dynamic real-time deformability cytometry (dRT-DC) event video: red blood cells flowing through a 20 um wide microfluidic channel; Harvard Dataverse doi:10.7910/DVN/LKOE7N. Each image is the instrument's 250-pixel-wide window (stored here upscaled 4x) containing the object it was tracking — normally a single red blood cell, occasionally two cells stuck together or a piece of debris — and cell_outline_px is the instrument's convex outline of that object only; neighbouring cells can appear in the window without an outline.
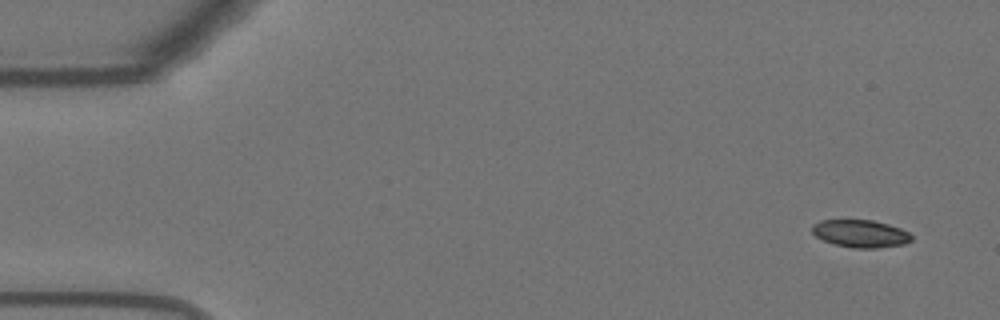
{"species": "Egyptian fruit bat (a non-hibernating species)", "species_latin": "Rousettus aegyptiacus", "temperature_condition": "warm", "stored_images_in_passage": 53, "camera_frame_rate_fps": 3000, "um_per_image_px": 0.085, "animal": {"sex": "female"}, "frame": {"image": 1, "passage_image": 1, "time_ms": 0.0, "image_size_px": [1000, 320], "cell_outline_px": [[912, 240], [904, 244], [876, 248], [852, 248], [836, 244], [824, 240], [816, 236], [812, 232], [812, 224], [820, 220], [872, 220], [888, 224], [900, 228], [908, 232], [912, 236]], "centroid_in_image_um": [73.14, 19.85], "position_along_channel_um": 11.9, "area_um2": 15.9}}
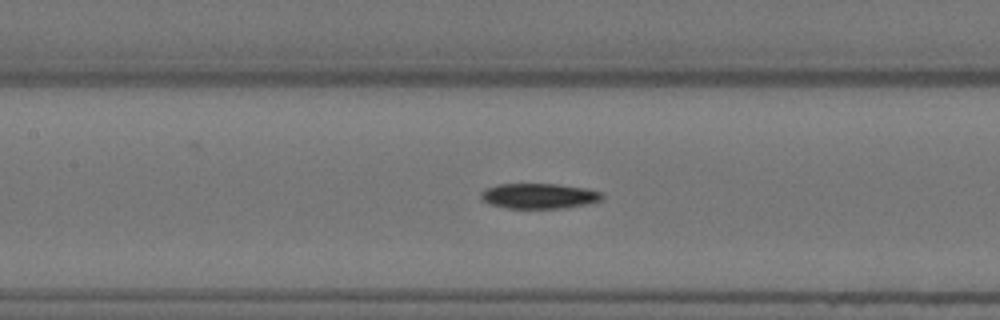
{"frame": {"image": 2, "passage_image": 23, "time_ms": 7.333, "image_size_px": [1000, 320], "cell_outline_px": [[604, 196], [600, 200], [588, 204], [560, 208], [508, 208], [492, 204], [480, 200], [480, 192], [496, 184], [560, 184], [588, 188], [600, 192]], "centroid_in_image_um": [45.82, 16.65], "position_along_channel_um": 161.6, "area_um2": 17.86}}
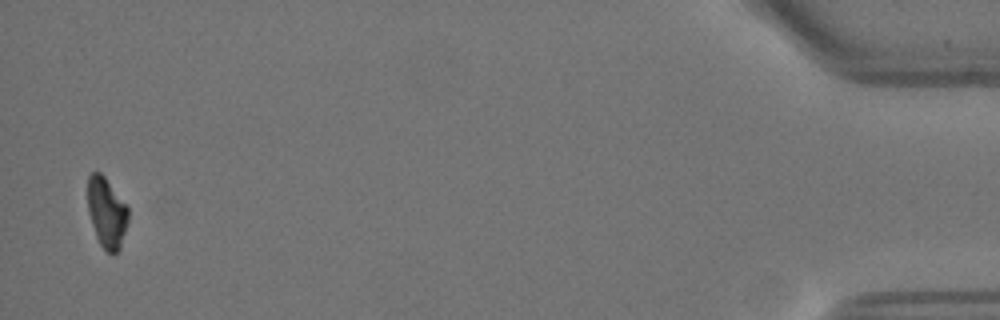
{"frame": {"image": 3, "passage_image": 52, "time_ms": 17.0, "image_size_px": [1000, 320], "cell_outline_px": [[128, 220], [120, 248], [116, 252], [108, 252], [100, 244], [96, 236], [88, 212], [88, 176], [92, 172], [100, 172], [104, 176], [128, 208]], "centroid_in_image_um": [9.05, 18.06], "position_along_channel_um": 426.1, "area_um2": 16.24}}